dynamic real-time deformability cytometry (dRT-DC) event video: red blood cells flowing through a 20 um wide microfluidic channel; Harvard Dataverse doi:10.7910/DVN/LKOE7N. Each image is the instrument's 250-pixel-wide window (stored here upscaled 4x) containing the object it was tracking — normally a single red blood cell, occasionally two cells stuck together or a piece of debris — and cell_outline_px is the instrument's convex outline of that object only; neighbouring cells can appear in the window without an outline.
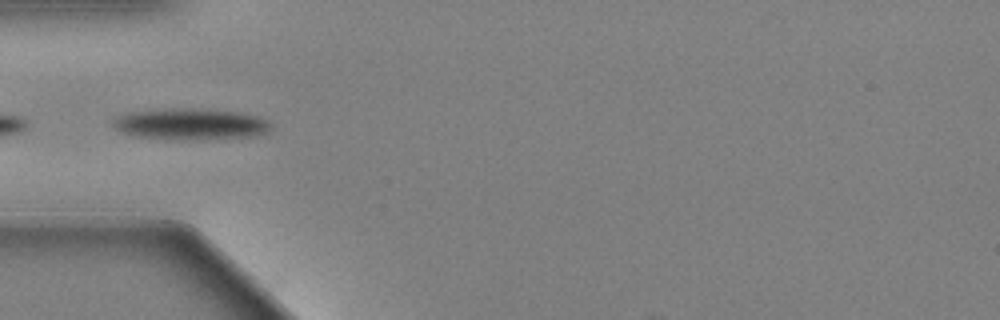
{"species": "Egyptian fruit bat (a non-hibernating species)", "species_latin": "Rousettus aegyptiacus", "temperature_condition": "warm", "stored_images_in_passage": 12, "camera_frame_rate_fps": 3000, "um_per_image_px": 0.085, "animal": {"sex": "female"}, "frame": {"image": 1, "passage_image": 1, "time_ms": 0.0, "image_size_px": [1000, 320], "cell_outline_px": [[272, 124], [268, 132], [248, 136], [136, 136], [124, 132], [116, 128], [112, 124], [112, 120], [116, 116], [128, 112], [172, 108], [192, 108], [240, 112], [256, 116]], "centroid_in_image_um": [16.16, 10.46], "position_along_channel_um": 68.8, "area_um2": 26.82}}
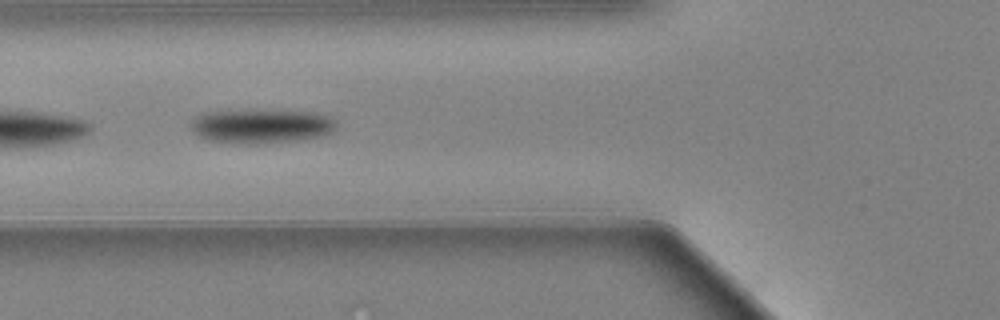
{"frame": {"image": 2, "passage_image": 4, "time_ms": 1.0, "image_size_px": [1000, 320], "cell_outline_px": [[336, 124], [328, 132], [320, 136], [296, 140], [264, 144], [228, 144], [208, 140], [192, 132], [192, 120], [196, 116], [208, 112], [308, 112], [328, 116]], "centroid_in_image_um": [22.12, 10.78], "position_along_channel_um": 103.7, "area_um2": 27.98}}